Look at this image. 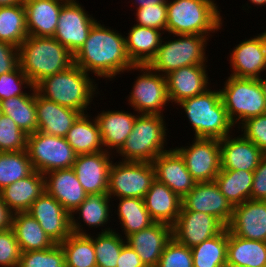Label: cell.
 Returning a JSON list of instances; mask_svg holds the SVG:
<instances>
[{
    "label": "cell",
    "instance_id": "cell-52",
    "mask_svg": "<svg viewBox=\"0 0 266 267\" xmlns=\"http://www.w3.org/2000/svg\"><path fill=\"white\" fill-rule=\"evenodd\" d=\"M116 267H146L138 254L127 243L122 247Z\"/></svg>",
    "mask_w": 266,
    "mask_h": 267
},
{
    "label": "cell",
    "instance_id": "cell-1",
    "mask_svg": "<svg viewBox=\"0 0 266 267\" xmlns=\"http://www.w3.org/2000/svg\"><path fill=\"white\" fill-rule=\"evenodd\" d=\"M74 64L98 80L110 81L135 66L126 51L125 35L100 21L93 25L84 45L74 55Z\"/></svg>",
    "mask_w": 266,
    "mask_h": 267
},
{
    "label": "cell",
    "instance_id": "cell-2",
    "mask_svg": "<svg viewBox=\"0 0 266 267\" xmlns=\"http://www.w3.org/2000/svg\"><path fill=\"white\" fill-rule=\"evenodd\" d=\"M93 77L73 64L64 71L42 79L34 87L44 98L84 114L88 113L91 104L95 105L92 101L99 94L95 82L97 79Z\"/></svg>",
    "mask_w": 266,
    "mask_h": 267
},
{
    "label": "cell",
    "instance_id": "cell-55",
    "mask_svg": "<svg viewBox=\"0 0 266 267\" xmlns=\"http://www.w3.org/2000/svg\"><path fill=\"white\" fill-rule=\"evenodd\" d=\"M23 0H0V7L22 4Z\"/></svg>",
    "mask_w": 266,
    "mask_h": 267
},
{
    "label": "cell",
    "instance_id": "cell-13",
    "mask_svg": "<svg viewBox=\"0 0 266 267\" xmlns=\"http://www.w3.org/2000/svg\"><path fill=\"white\" fill-rule=\"evenodd\" d=\"M77 0H67L60 11L54 38L73 55L84 45L91 28L97 22Z\"/></svg>",
    "mask_w": 266,
    "mask_h": 267
},
{
    "label": "cell",
    "instance_id": "cell-10",
    "mask_svg": "<svg viewBox=\"0 0 266 267\" xmlns=\"http://www.w3.org/2000/svg\"><path fill=\"white\" fill-rule=\"evenodd\" d=\"M136 70L140 73L132 83L128 104L138 114L164 116L163 111L167 110L170 103L165 76L153 71L148 65H135L133 71Z\"/></svg>",
    "mask_w": 266,
    "mask_h": 267
},
{
    "label": "cell",
    "instance_id": "cell-34",
    "mask_svg": "<svg viewBox=\"0 0 266 267\" xmlns=\"http://www.w3.org/2000/svg\"><path fill=\"white\" fill-rule=\"evenodd\" d=\"M227 264L266 267V242L243 239L228 231Z\"/></svg>",
    "mask_w": 266,
    "mask_h": 267
},
{
    "label": "cell",
    "instance_id": "cell-27",
    "mask_svg": "<svg viewBox=\"0 0 266 267\" xmlns=\"http://www.w3.org/2000/svg\"><path fill=\"white\" fill-rule=\"evenodd\" d=\"M136 113V114H135ZM137 112L128 113L122 109L103 110L95 118L99 125L104 151L117 153L125 144L126 139L133 130ZM115 151V152H114Z\"/></svg>",
    "mask_w": 266,
    "mask_h": 267
},
{
    "label": "cell",
    "instance_id": "cell-14",
    "mask_svg": "<svg viewBox=\"0 0 266 267\" xmlns=\"http://www.w3.org/2000/svg\"><path fill=\"white\" fill-rule=\"evenodd\" d=\"M227 59L232 69L231 76L260 78L266 72V29L235 45Z\"/></svg>",
    "mask_w": 266,
    "mask_h": 267
},
{
    "label": "cell",
    "instance_id": "cell-7",
    "mask_svg": "<svg viewBox=\"0 0 266 267\" xmlns=\"http://www.w3.org/2000/svg\"><path fill=\"white\" fill-rule=\"evenodd\" d=\"M169 37L168 34L167 38L166 35L163 37L165 40L162 39L157 54L148 64L153 71L165 76L181 67L207 64L208 36L183 34L172 35L173 39Z\"/></svg>",
    "mask_w": 266,
    "mask_h": 267
},
{
    "label": "cell",
    "instance_id": "cell-41",
    "mask_svg": "<svg viewBox=\"0 0 266 267\" xmlns=\"http://www.w3.org/2000/svg\"><path fill=\"white\" fill-rule=\"evenodd\" d=\"M34 171L28 153L24 151L0 152V190L29 176Z\"/></svg>",
    "mask_w": 266,
    "mask_h": 267
},
{
    "label": "cell",
    "instance_id": "cell-3",
    "mask_svg": "<svg viewBox=\"0 0 266 267\" xmlns=\"http://www.w3.org/2000/svg\"><path fill=\"white\" fill-rule=\"evenodd\" d=\"M18 49L21 70L34 86L74 64V55L54 37L28 35Z\"/></svg>",
    "mask_w": 266,
    "mask_h": 267
},
{
    "label": "cell",
    "instance_id": "cell-33",
    "mask_svg": "<svg viewBox=\"0 0 266 267\" xmlns=\"http://www.w3.org/2000/svg\"><path fill=\"white\" fill-rule=\"evenodd\" d=\"M12 229L21 252L45 250L55 245L37 220L28 212L13 214Z\"/></svg>",
    "mask_w": 266,
    "mask_h": 267
},
{
    "label": "cell",
    "instance_id": "cell-49",
    "mask_svg": "<svg viewBox=\"0 0 266 267\" xmlns=\"http://www.w3.org/2000/svg\"><path fill=\"white\" fill-rule=\"evenodd\" d=\"M237 133L253 142L263 152L266 151V114L245 120L239 127Z\"/></svg>",
    "mask_w": 266,
    "mask_h": 267
},
{
    "label": "cell",
    "instance_id": "cell-51",
    "mask_svg": "<svg viewBox=\"0 0 266 267\" xmlns=\"http://www.w3.org/2000/svg\"><path fill=\"white\" fill-rule=\"evenodd\" d=\"M250 199L266 201V156L254 171Z\"/></svg>",
    "mask_w": 266,
    "mask_h": 267
},
{
    "label": "cell",
    "instance_id": "cell-56",
    "mask_svg": "<svg viewBox=\"0 0 266 267\" xmlns=\"http://www.w3.org/2000/svg\"><path fill=\"white\" fill-rule=\"evenodd\" d=\"M265 77L266 76L263 77V75H262L260 78H258V81H259V83H260V85L262 87L263 94H264V96L266 98V78Z\"/></svg>",
    "mask_w": 266,
    "mask_h": 267
},
{
    "label": "cell",
    "instance_id": "cell-6",
    "mask_svg": "<svg viewBox=\"0 0 266 267\" xmlns=\"http://www.w3.org/2000/svg\"><path fill=\"white\" fill-rule=\"evenodd\" d=\"M165 118L156 114H138L133 130L115 155L120 156L119 161L152 163L158 155L168 151Z\"/></svg>",
    "mask_w": 266,
    "mask_h": 267
},
{
    "label": "cell",
    "instance_id": "cell-50",
    "mask_svg": "<svg viewBox=\"0 0 266 267\" xmlns=\"http://www.w3.org/2000/svg\"><path fill=\"white\" fill-rule=\"evenodd\" d=\"M19 66V49L7 42L0 41V75L11 72Z\"/></svg>",
    "mask_w": 266,
    "mask_h": 267
},
{
    "label": "cell",
    "instance_id": "cell-21",
    "mask_svg": "<svg viewBox=\"0 0 266 267\" xmlns=\"http://www.w3.org/2000/svg\"><path fill=\"white\" fill-rule=\"evenodd\" d=\"M207 67L208 65H190L165 75L169 101L178 104L212 89Z\"/></svg>",
    "mask_w": 266,
    "mask_h": 267
},
{
    "label": "cell",
    "instance_id": "cell-30",
    "mask_svg": "<svg viewBox=\"0 0 266 267\" xmlns=\"http://www.w3.org/2000/svg\"><path fill=\"white\" fill-rule=\"evenodd\" d=\"M45 191V177L38 171L0 190V196L13 212H27L33 202Z\"/></svg>",
    "mask_w": 266,
    "mask_h": 267
},
{
    "label": "cell",
    "instance_id": "cell-5",
    "mask_svg": "<svg viewBox=\"0 0 266 267\" xmlns=\"http://www.w3.org/2000/svg\"><path fill=\"white\" fill-rule=\"evenodd\" d=\"M189 120L195 138L223 139L236 129L228 117L220 90L207 89L204 93L177 104Z\"/></svg>",
    "mask_w": 266,
    "mask_h": 267
},
{
    "label": "cell",
    "instance_id": "cell-8",
    "mask_svg": "<svg viewBox=\"0 0 266 267\" xmlns=\"http://www.w3.org/2000/svg\"><path fill=\"white\" fill-rule=\"evenodd\" d=\"M223 87L219 89L221 99L235 127L247 119L266 114V98L258 79L230 75Z\"/></svg>",
    "mask_w": 266,
    "mask_h": 267
},
{
    "label": "cell",
    "instance_id": "cell-35",
    "mask_svg": "<svg viewBox=\"0 0 266 267\" xmlns=\"http://www.w3.org/2000/svg\"><path fill=\"white\" fill-rule=\"evenodd\" d=\"M0 107L3 115L10 117L27 135L38 131L35 87L27 95L1 100Z\"/></svg>",
    "mask_w": 266,
    "mask_h": 267
},
{
    "label": "cell",
    "instance_id": "cell-44",
    "mask_svg": "<svg viewBox=\"0 0 266 267\" xmlns=\"http://www.w3.org/2000/svg\"><path fill=\"white\" fill-rule=\"evenodd\" d=\"M27 134L8 116L0 118V152L26 150Z\"/></svg>",
    "mask_w": 266,
    "mask_h": 267
},
{
    "label": "cell",
    "instance_id": "cell-54",
    "mask_svg": "<svg viewBox=\"0 0 266 267\" xmlns=\"http://www.w3.org/2000/svg\"><path fill=\"white\" fill-rule=\"evenodd\" d=\"M132 4L137 6L136 8H143L145 6H153L158 3H167V0H131Z\"/></svg>",
    "mask_w": 266,
    "mask_h": 267
},
{
    "label": "cell",
    "instance_id": "cell-38",
    "mask_svg": "<svg viewBox=\"0 0 266 267\" xmlns=\"http://www.w3.org/2000/svg\"><path fill=\"white\" fill-rule=\"evenodd\" d=\"M228 229L191 248L193 267H225L227 265Z\"/></svg>",
    "mask_w": 266,
    "mask_h": 267
},
{
    "label": "cell",
    "instance_id": "cell-12",
    "mask_svg": "<svg viewBox=\"0 0 266 267\" xmlns=\"http://www.w3.org/2000/svg\"><path fill=\"white\" fill-rule=\"evenodd\" d=\"M191 143L174 149L183 158L187 170L197 183L215 181L221 170L220 140L193 137Z\"/></svg>",
    "mask_w": 266,
    "mask_h": 267
},
{
    "label": "cell",
    "instance_id": "cell-48",
    "mask_svg": "<svg viewBox=\"0 0 266 267\" xmlns=\"http://www.w3.org/2000/svg\"><path fill=\"white\" fill-rule=\"evenodd\" d=\"M21 253L13 229L0 231V266L18 267Z\"/></svg>",
    "mask_w": 266,
    "mask_h": 267
},
{
    "label": "cell",
    "instance_id": "cell-40",
    "mask_svg": "<svg viewBox=\"0 0 266 267\" xmlns=\"http://www.w3.org/2000/svg\"><path fill=\"white\" fill-rule=\"evenodd\" d=\"M66 267H97L93 245V234H71L60 243Z\"/></svg>",
    "mask_w": 266,
    "mask_h": 267
},
{
    "label": "cell",
    "instance_id": "cell-22",
    "mask_svg": "<svg viewBox=\"0 0 266 267\" xmlns=\"http://www.w3.org/2000/svg\"><path fill=\"white\" fill-rule=\"evenodd\" d=\"M233 135L220 139L221 169L254 172L265 153L242 134Z\"/></svg>",
    "mask_w": 266,
    "mask_h": 267
},
{
    "label": "cell",
    "instance_id": "cell-28",
    "mask_svg": "<svg viewBox=\"0 0 266 267\" xmlns=\"http://www.w3.org/2000/svg\"><path fill=\"white\" fill-rule=\"evenodd\" d=\"M67 0H23L29 36L53 37Z\"/></svg>",
    "mask_w": 266,
    "mask_h": 267
},
{
    "label": "cell",
    "instance_id": "cell-58",
    "mask_svg": "<svg viewBox=\"0 0 266 267\" xmlns=\"http://www.w3.org/2000/svg\"><path fill=\"white\" fill-rule=\"evenodd\" d=\"M225 267H248V266H238V265L227 264Z\"/></svg>",
    "mask_w": 266,
    "mask_h": 267
},
{
    "label": "cell",
    "instance_id": "cell-4",
    "mask_svg": "<svg viewBox=\"0 0 266 267\" xmlns=\"http://www.w3.org/2000/svg\"><path fill=\"white\" fill-rule=\"evenodd\" d=\"M215 0H167L169 35H203L222 31L223 16Z\"/></svg>",
    "mask_w": 266,
    "mask_h": 267
},
{
    "label": "cell",
    "instance_id": "cell-23",
    "mask_svg": "<svg viewBox=\"0 0 266 267\" xmlns=\"http://www.w3.org/2000/svg\"><path fill=\"white\" fill-rule=\"evenodd\" d=\"M155 179L167 185L181 199L196 185L180 154L174 149L158 155L152 162Z\"/></svg>",
    "mask_w": 266,
    "mask_h": 267
},
{
    "label": "cell",
    "instance_id": "cell-17",
    "mask_svg": "<svg viewBox=\"0 0 266 267\" xmlns=\"http://www.w3.org/2000/svg\"><path fill=\"white\" fill-rule=\"evenodd\" d=\"M224 228L225 226L210 214L180 211L172 226V236L180 244L192 248L218 235Z\"/></svg>",
    "mask_w": 266,
    "mask_h": 267
},
{
    "label": "cell",
    "instance_id": "cell-11",
    "mask_svg": "<svg viewBox=\"0 0 266 267\" xmlns=\"http://www.w3.org/2000/svg\"><path fill=\"white\" fill-rule=\"evenodd\" d=\"M155 180V171L151 162L112 163L109 170L107 194L115 198H144Z\"/></svg>",
    "mask_w": 266,
    "mask_h": 267
},
{
    "label": "cell",
    "instance_id": "cell-16",
    "mask_svg": "<svg viewBox=\"0 0 266 267\" xmlns=\"http://www.w3.org/2000/svg\"><path fill=\"white\" fill-rule=\"evenodd\" d=\"M27 212L37 220L55 244L62 243L72 234L71 215L46 191L33 202Z\"/></svg>",
    "mask_w": 266,
    "mask_h": 267
},
{
    "label": "cell",
    "instance_id": "cell-9",
    "mask_svg": "<svg viewBox=\"0 0 266 267\" xmlns=\"http://www.w3.org/2000/svg\"><path fill=\"white\" fill-rule=\"evenodd\" d=\"M26 151L33 169L43 175L57 169L72 168L78 155L65 137L41 131L27 135Z\"/></svg>",
    "mask_w": 266,
    "mask_h": 267
},
{
    "label": "cell",
    "instance_id": "cell-26",
    "mask_svg": "<svg viewBox=\"0 0 266 267\" xmlns=\"http://www.w3.org/2000/svg\"><path fill=\"white\" fill-rule=\"evenodd\" d=\"M35 105L38 131L65 137L73 123L82 114L80 111L61 106L39 95L35 89Z\"/></svg>",
    "mask_w": 266,
    "mask_h": 267
},
{
    "label": "cell",
    "instance_id": "cell-18",
    "mask_svg": "<svg viewBox=\"0 0 266 267\" xmlns=\"http://www.w3.org/2000/svg\"><path fill=\"white\" fill-rule=\"evenodd\" d=\"M112 201L114 200H112L107 193L88 194L86 199L70 214L72 233L77 235H89L90 233L86 232L87 226L89 228L94 227L93 229L101 227L99 233L113 231L114 228L111 226L109 227L108 225V227H105L111 222L110 219L113 218L111 217L113 215L112 206L116 205H114ZM110 202L112 204H110ZM85 225L86 228L84 227Z\"/></svg>",
    "mask_w": 266,
    "mask_h": 267
},
{
    "label": "cell",
    "instance_id": "cell-36",
    "mask_svg": "<svg viewBox=\"0 0 266 267\" xmlns=\"http://www.w3.org/2000/svg\"><path fill=\"white\" fill-rule=\"evenodd\" d=\"M118 199L119 203L116 204L118 206L114 209V213L118 215L117 218L119 221L117 222H120V229H122V232L118 233L120 235L124 233L122 234L125 235L123 236L124 238L134 232L141 231L154 223L142 198H116L114 199L115 202L116 200L118 202Z\"/></svg>",
    "mask_w": 266,
    "mask_h": 267
},
{
    "label": "cell",
    "instance_id": "cell-24",
    "mask_svg": "<svg viewBox=\"0 0 266 267\" xmlns=\"http://www.w3.org/2000/svg\"><path fill=\"white\" fill-rule=\"evenodd\" d=\"M172 237V226L154 222L151 226L134 232L125 239L146 267H157L161 254Z\"/></svg>",
    "mask_w": 266,
    "mask_h": 267
},
{
    "label": "cell",
    "instance_id": "cell-31",
    "mask_svg": "<svg viewBox=\"0 0 266 267\" xmlns=\"http://www.w3.org/2000/svg\"><path fill=\"white\" fill-rule=\"evenodd\" d=\"M164 32L132 25L125 35L126 51L134 65H148L159 50Z\"/></svg>",
    "mask_w": 266,
    "mask_h": 267
},
{
    "label": "cell",
    "instance_id": "cell-25",
    "mask_svg": "<svg viewBox=\"0 0 266 267\" xmlns=\"http://www.w3.org/2000/svg\"><path fill=\"white\" fill-rule=\"evenodd\" d=\"M45 191L71 214L88 195L73 170L57 169L44 174Z\"/></svg>",
    "mask_w": 266,
    "mask_h": 267
},
{
    "label": "cell",
    "instance_id": "cell-32",
    "mask_svg": "<svg viewBox=\"0 0 266 267\" xmlns=\"http://www.w3.org/2000/svg\"><path fill=\"white\" fill-rule=\"evenodd\" d=\"M65 139L78 155L104 151L97 120L88 113L77 118Z\"/></svg>",
    "mask_w": 266,
    "mask_h": 267
},
{
    "label": "cell",
    "instance_id": "cell-59",
    "mask_svg": "<svg viewBox=\"0 0 266 267\" xmlns=\"http://www.w3.org/2000/svg\"><path fill=\"white\" fill-rule=\"evenodd\" d=\"M2 115H3V113H2V110H1V107H0V118H1Z\"/></svg>",
    "mask_w": 266,
    "mask_h": 267
},
{
    "label": "cell",
    "instance_id": "cell-37",
    "mask_svg": "<svg viewBox=\"0 0 266 267\" xmlns=\"http://www.w3.org/2000/svg\"><path fill=\"white\" fill-rule=\"evenodd\" d=\"M253 175L252 171L221 169L215 182L221 193L234 207L250 199Z\"/></svg>",
    "mask_w": 266,
    "mask_h": 267
},
{
    "label": "cell",
    "instance_id": "cell-20",
    "mask_svg": "<svg viewBox=\"0 0 266 267\" xmlns=\"http://www.w3.org/2000/svg\"><path fill=\"white\" fill-rule=\"evenodd\" d=\"M227 229L240 238L266 242V201L249 199L234 206Z\"/></svg>",
    "mask_w": 266,
    "mask_h": 267
},
{
    "label": "cell",
    "instance_id": "cell-47",
    "mask_svg": "<svg viewBox=\"0 0 266 267\" xmlns=\"http://www.w3.org/2000/svg\"><path fill=\"white\" fill-rule=\"evenodd\" d=\"M136 25L155 28L164 33L167 28V3H158L153 6L135 8Z\"/></svg>",
    "mask_w": 266,
    "mask_h": 267
},
{
    "label": "cell",
    "instance_id": "cell-46",
    "mask_svg": "<svg viewBox=\"0 0 266 267\" xmlns=\"http://www.w3.org/2000/svg\"><path fill=\"white\" fill-rule=\"evenodd\" d=\"M157 267H193L191 248L180 244L172 237L166 244Z\"/></svg>",
    "mask_w": 266,
    "mask_h": 267
},
{
    "label": "cell",
    "instance_id": "cell-29",
    "mask_svg": "<svg viewBox=\"0 0 266 267\" xmlns=\"http://www.w3.org/2000/svg\"><path fill=\"white\" fill-rule=\"evenodd\" d=\"M143 201L154 222L170 226L175 224L182 208V199L156 179L146 192Z\"/></svg>",
    "mask_w": 266,
    "mask_h": 267
},
{
    "label": "cell",
    "instance_id": "cell-43",
    "mask_svg": "<svg viewBox=\"0 0 266 267\" xmlns=\"http://www.w3.org/2000/svg\"><path fill=\"white\" fill-rule=\"evenodd\" d=\"M18 267H66L60 244L45 250L22 252Z\"/></svg>",
    "mask_w": 266,
    "mask_h": 267
},
{
    "label": "cell",
    "instance_id": "cell-39",
    "mask_svg": "<svg viewBox=\"0 0 266 267\" xmlns=\"http://www.w3.org/2000/svg\"><path fill=\"white\" fill-rule=\"evenodd\" d=\"M27 37L24 3L0 7V41L19 48Z\"/></svg>",
    "mask_w": 266,
    "mask_h": 267
},
{
    "label": "cell",
    "instance_id": "cell-53",
    "mask_svg": "<svg viewBox=\"0 0 266 267\" xmlns=\"http://www.w3.org/2000/svg\"><path fill=\"white\" fill-rule=\"evenodd\" d=\"M13 212L6 206L0 196V231L12 228Z\"/></svg>",
    "mask_w": 266,
    "mask_h": 267
},
{
    "label": "cell",
    "instance_id": "cell-57",
    "mask_svg": "<svg viewBox=\"0 0 266 267\" xmlns=\"http://www.w3.org/2000/svg\"><path fill=\"white\" fill-rule=\"evenodd\" d=\"M249 1H250V3L256 5V7L257 6H260V7L265 6L266 7V0H249Z\"/></svg>",
    "mask_w": 266,
    "mask_h": 267
},
{
    "label": "cell",
    "instance_id": "cell-15",
    "mask_svg": "<svg viewBox=\"0 0 266 267\" xmlns=\"http://www.w3.org/2000/svg\"><path fill=\"white\" fill-rule=\"evenodd\" d=\"M234 207L221 193L215 181L198 182L182 198L181 211H196L210 214L225 227L231 221Z\"/></svg>",
    "mask_w": 266,
    "mask_h": 267
},
{
    "label": "cell",
    "instance_id": "cell-42",
    "mask_svg": "<svg viewBox=\"0 0 266 267\" xmlns=\"http://www.w3.org/2000/svg\"><path fill=\"white\" fill-rule=\"evenodd\" d=\"M126 239L115 229L93 236V245L97 267H116L117 260Z\"/></svg>",
    "mask_w": 266,
    "mask_h": 267
},
{
    "label": "cell",
    "instance_id": "cell-19",
    "mask_svg": "<svg viewBox=\"0 0 266 267\" xmlns=\"http://www.w3.org/2000/svg\"><path fill=\"white\" fill-rule=\"evenodd\" d=\"M113 155L107 151L77 155L72 168L87 194L107 193Z\"/></svg>",
    "mask_w": 266,
    "mask_h": 267
},
{
    "label": "cell",
    "instance_id": "cell-45",
    "mask_svg": "<svg viewBox=\"0 0 266 267\" xmlns=\"http://www.w3.org/2000/svg\"><path fill=\"white\" fill-rule=\"evenodd\" d=\"M34 88L31 80L19 66L17 69L0 75V101L11 97L27 95L24 89Z\"/></svg>",
    "mask_w": 266,
    "mask_h": 267
}]
</instances>
